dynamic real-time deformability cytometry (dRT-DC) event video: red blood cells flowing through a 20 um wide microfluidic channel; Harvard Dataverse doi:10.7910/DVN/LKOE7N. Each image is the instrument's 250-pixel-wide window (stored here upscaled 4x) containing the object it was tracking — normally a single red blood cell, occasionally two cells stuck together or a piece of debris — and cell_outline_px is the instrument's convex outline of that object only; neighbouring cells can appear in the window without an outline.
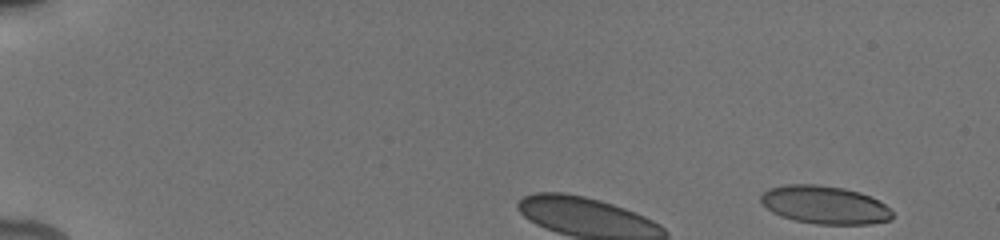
{"species": "human", "species_latin": "Homo sapiens", "temperature_condition": "cold", "stored_images_in_passage": 28, "camera_frame_rate_fps": 3000, "um_per_image_px": 0.085, "donor": {"sex": "male"}, "frame": {"image": 1, "passage_image": 1, "time_ms": 0.0, "image_size_px": [1000, 240], "cell_outline_px": [[892, 220], [872, 224], [816, 224], [796, 220], [780, 216], [772, 212], [760, 200], [760, 196], [768, 188], [784, 184], [816, 184], [844, 188], [860, 192], [884, 204], [892, 212]], "centroid_in_image_um": [70.08, 17.41], "position_along_channel_um": 14.9, "area_um2": 29.13}}
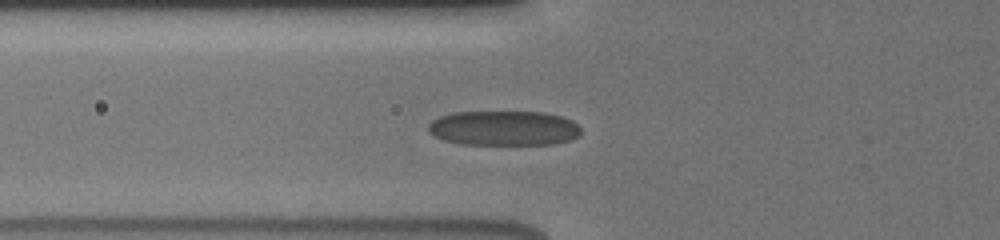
{"frame": {"image": 2, "passage_image": 19, "time_ms": 6.0, "image_size_px": [1000, 240], "cell_outline_px": [[580, 136], [556, 144], [460, 144], [444, 140], [428, 132], [428, 124], [432, 120], [440, 116], [452, 112], [544, 112], [560, 116], [572, 120], [580, 128]], "centroid_in_image_um": [42.81, 10.89], "position_along_channel_um": 83.0, "area_um2": 31.04}}
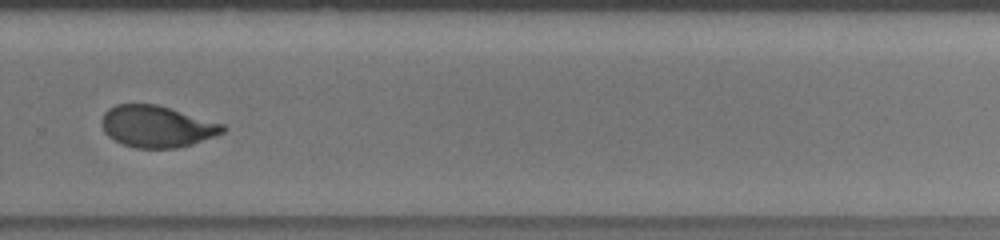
{"frame": {"image": 3, "passage_image": 27, "time_ms": 12.0, "image_size_px": [1000, 240], "cell_outline_px": [[228, 128], [224, 132], [192, 144], [176, 148], [136, 148], [124, 144], [108, 136], [104, 132], [100, 120], [104, 112], [108, 108], [116, 104], [156, 104], [224, 124]], "centroid_in_image_um": [13.31, 10.74], "position_along_channel_um": 316.5, "area_um2": 29.3}}